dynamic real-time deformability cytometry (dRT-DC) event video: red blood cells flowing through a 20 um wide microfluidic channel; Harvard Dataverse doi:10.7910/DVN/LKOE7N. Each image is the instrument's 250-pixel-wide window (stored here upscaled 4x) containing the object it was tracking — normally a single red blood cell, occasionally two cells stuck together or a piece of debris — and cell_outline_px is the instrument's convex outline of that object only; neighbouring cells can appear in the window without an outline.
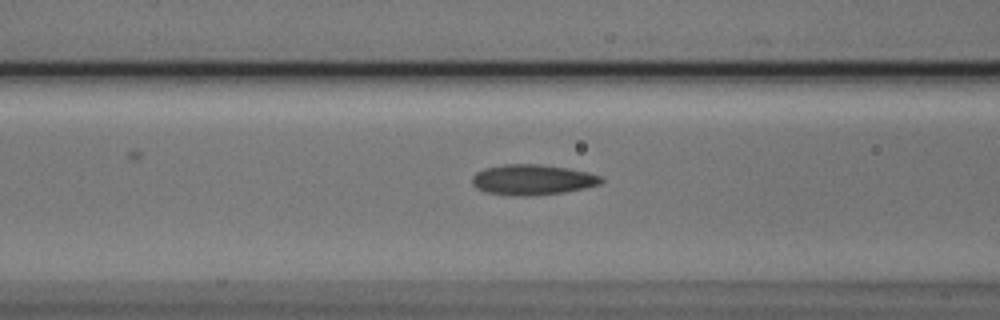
{"species": "Egyptian fruit bat (a non-hibernating species)", "species_latin": "Rousettus aegyptiacus", "temperature_condition": "cold", "stored_images_in_passage": 30, "camera_frame_rate_fps": 3000, "um_per_image_px": 0.085, "animal": {"sex": "male"}, "frame": {"image": 1, "passage_image": 5, "time_ms": 1.333, "image_size_px": [1000, 320], "cell_outline_px": [[604, 180], [600, 184], [584, 188], [564, 192], [536, 196], [508, 196], [484, 192], [476, 188], [472, 184], [472, 176], [476, 172], [484, 168], [504, 164], [540, 164], [568, 168], [588, 172], [604, 176]], "centroid_in_image_um": [45.25, 15.28], "position_along_channel_um": 121.4, "area_um2": 23.35}}
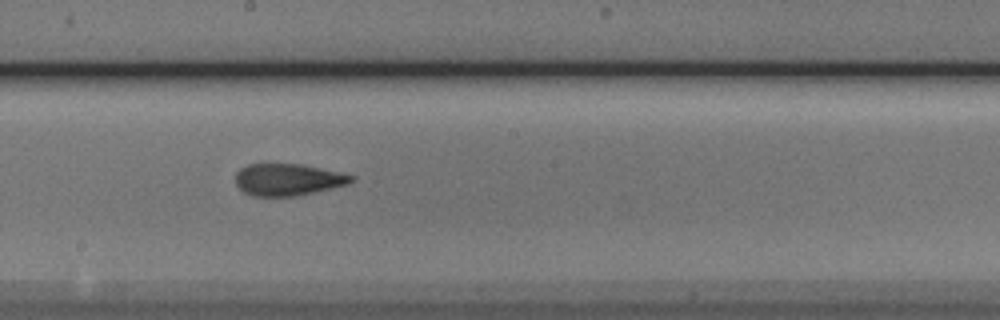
{"frame": {"image": 2, "passage_image": 13, "time_ms": 4.0, "image_size_px": [1000, 320], "cell_outline_px": [[356, 180], [348, 184], [332, 188], [296, 196], [252, 196], [244, 192], [236, 184], [236, 172], [240, 168], [248, 164], [300, 164], [340, 172], [356, 176]], "centroid_in_image_um": [24.49, 15.27], "position_along_channel_um": 223.7, "area_um2": 21.56}}
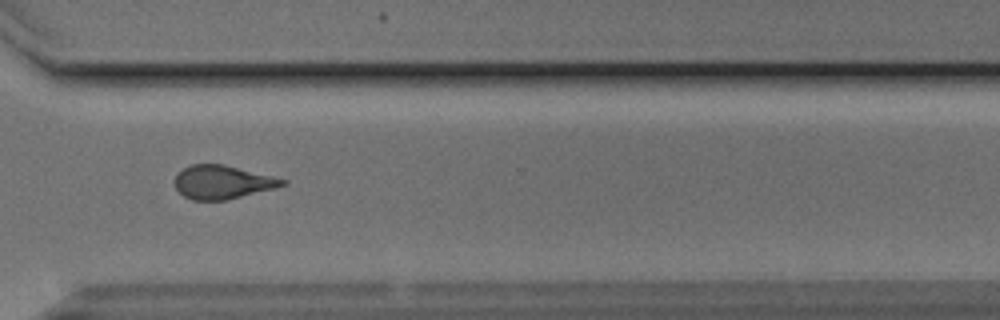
{"frame": {"image": 3, "passage_image": 23, "time_ms": 7.333, "image_size_px": [1000, 320], "cell_outline_px": [[288, 184], [276, 188], [228, 200], [192, 200], [184, 196], [176, 188], [176, 176], [188, 164], [224, 164], [288, 180]], "centroid_in_image_um": [18.95, 15.48], "position_along_channel_um": 351.7, "area_um2": 21.04}, "authors_computed_cell_mechanics": {"area_um2": 21.6172, "velocity_mm_per_s": 3.8376, "shape_relaxation_time_tau1_ms": null, "shape_relaxation_time_tau2_ms": 2.2394, "deformation_change_tau1": null, "deformation_change_tau2": 0.1141}}